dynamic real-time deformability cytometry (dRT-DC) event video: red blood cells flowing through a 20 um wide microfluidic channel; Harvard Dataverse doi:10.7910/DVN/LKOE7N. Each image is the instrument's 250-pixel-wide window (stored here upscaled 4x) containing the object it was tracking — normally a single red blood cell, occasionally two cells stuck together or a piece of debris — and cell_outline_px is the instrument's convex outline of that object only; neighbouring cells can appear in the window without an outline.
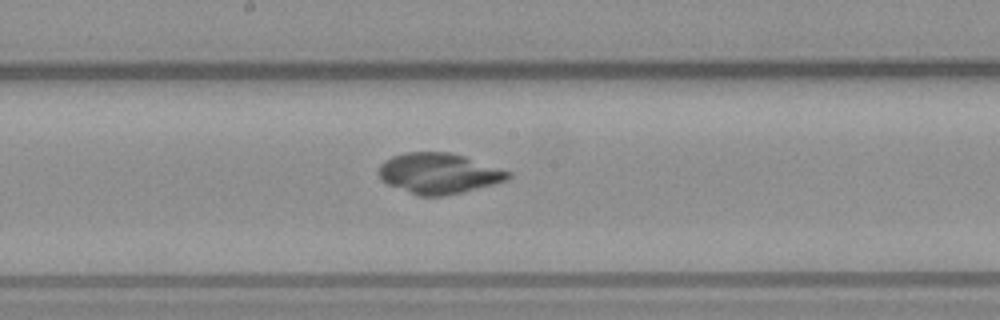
{"species": "common noctule bat (a hibernating species)", "species_latin": "Nyctalus noctula", "temperature_condition": "warm", "stored_images_in_passage": 41, "camera_frame_rate_fps": 3000, "um_per_image_px": 0.085, "animal": {"sex": "male", "body_mass_g": 23.1, "forearm_length_mm": 52.7}, "frame": {"image": 1, "passage_image": 16, "time_ms": 5.0, "image_size_px": [1000, 320], "cell_outline_px": [[512, 176], [508, 180], [444, 196], [420, 196], [388, 184], [380, 180], [380, 164], [384, 160], [392, 156], [404, 152], [452, 152], [512, 172]], "centroid_in_image_um": [37.3, 14.72], "position_along_channel_um": 210.9, "area_um2": 30.4}}
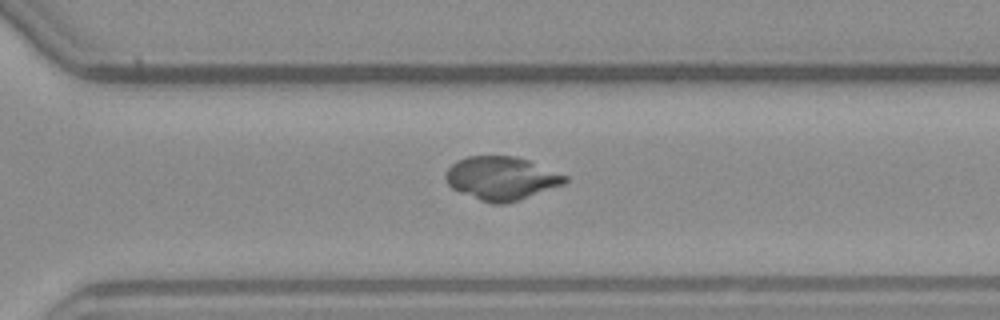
{"frame": {"image": 2, "passage_image": 25, "time_ms": 8.0, "image_size_px": [1000, 320], "cell_outline_px": [[568, 180], [564, 184], [504, 204], [492, 204], [480, 200], [460, 192], [452, 188], [448, 184], [444, 176], [448, 168], [456, 160], [468, 156], [516, 156], [528, 160], [568, 176]], "centroid_in_image_um": [42.59, 15.14], "position_along_channel_um": 328.0, "area_um2": 29.94}}
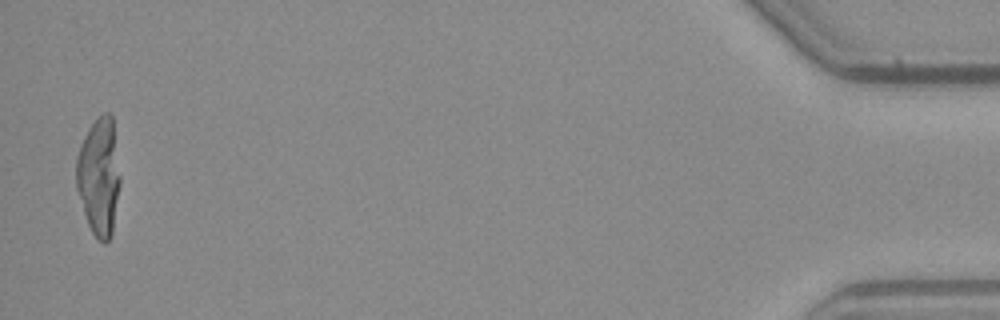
{"frame": {"image": 3, "passage_image": 40, "time_ms": 13.0, "image_size_px": [1000, 320], "cell_outline_px": [[120, 184], [112, 232], [108, 240], [104, 244], [92, 232], [88, 224], [76, 188], [76, 160], [84, 136], [92, 124], [104, 112], [108, 112], [112, 116], [120, 176]], "centroid_in_image_um": [8.42, 15.01], "position_along_channel_um": 426.8, "area_um2": 29.65}}